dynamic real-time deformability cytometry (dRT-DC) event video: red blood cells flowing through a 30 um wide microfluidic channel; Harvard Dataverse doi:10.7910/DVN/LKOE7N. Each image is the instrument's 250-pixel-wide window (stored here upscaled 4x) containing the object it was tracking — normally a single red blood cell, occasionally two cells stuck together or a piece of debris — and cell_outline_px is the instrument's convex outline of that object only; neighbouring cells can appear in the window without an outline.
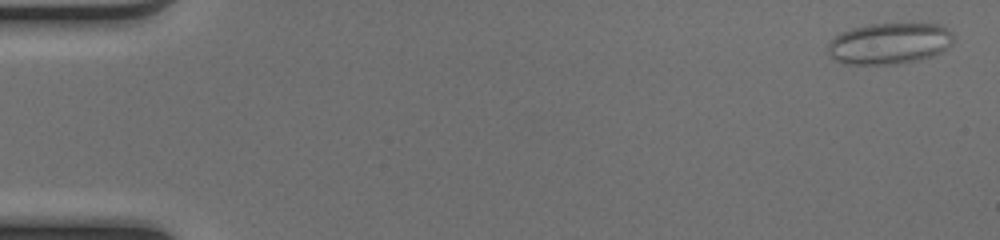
{"species": "common noctule bat (a hibernating species)", "species_latin": "Nyctalus noctula", "temperature_condition": "cold", "stored_images_in_passage": 52, "camera_frame_rate_fps": 3000, "um_per_image_px": 0.085, "animal": {"sex": "female", "body_mass_g": 17.0, "forearm_length_mm": 48.0}, "frame": {"image": 1, "passage_image": 2, "time_ms": 0.333, "image_size_px": [1000, 240], "cell_outline_px": [[952, 40], [940, 52], [932, 56], [916, 60], [896, 64], [844, 64], [836, 60], [828, 52], [828, 44], [840, 32], [852, 28], [868, 24], [936, 24], [952, 32]], "centroid_in_image_um": [75.54, 3.7], "position_along_channel_um": 9.5, "area_um2": 29.71}}
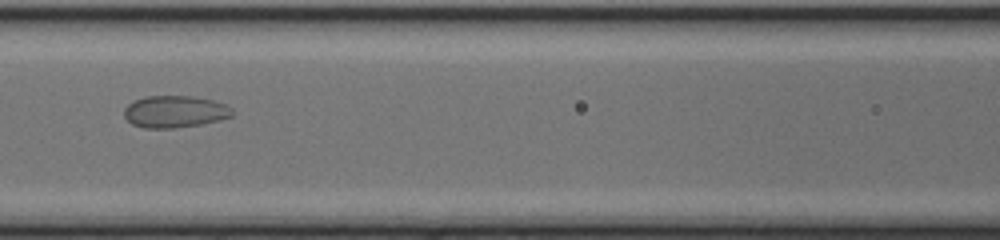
{"frame": {"image": 2, "passage_image": 24, "time_ms": 7.667, "image_size_px": [1000, 240], "cell_outline_px": [[232, 116], [220, 120], [200, 124], [176, 128], [144, 128], [132, 124], [124, 116], [124, 108], [128, 104], [144, 96], [192, 96], [212, 100], [224, 104], [232, 108]], "centroid_in_image_um": [14.85, 9.49], "position_along_channel_um": 151.8, "area_um2": 20.11}}
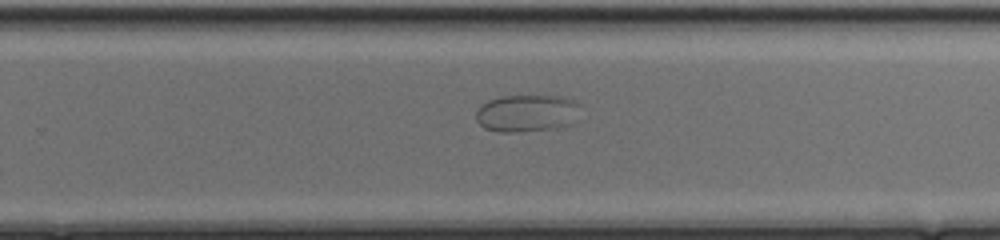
{"frame": {"image": 3, "passage_image": 34, "time_ms": 11.0, "image_size_px": [1000, 240], "cell_outline_px": [[580, 104], [572, 124], [556, 128], [516, 132], [500, 132], [484, 128], [476, 120], [476, 112], [488, 100], [500, 96], [560, 96], [576, 100]], "centroid_in_image_um": [44.79, 9.62], "position_along_channel_um": 285.0, "area_um2": 22.6}}